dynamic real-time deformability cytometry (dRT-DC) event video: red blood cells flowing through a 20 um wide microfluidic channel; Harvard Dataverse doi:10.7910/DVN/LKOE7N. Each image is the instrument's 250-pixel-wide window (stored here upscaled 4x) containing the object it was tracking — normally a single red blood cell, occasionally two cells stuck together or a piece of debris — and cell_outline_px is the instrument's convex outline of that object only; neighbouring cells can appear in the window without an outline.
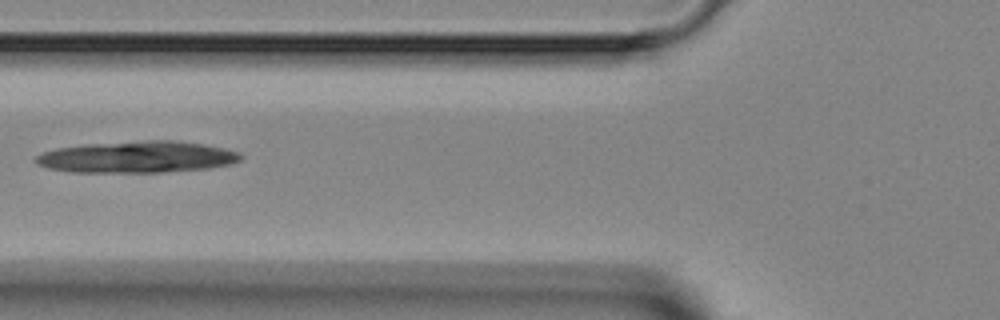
{"species": "Egyptian fruit bat (a non-hibernating species)", "species_latin": "Rousettus aegyptiacus", "temperature_condition": "room temperature", "stored_images_in_passage": 5, "camera_frame_rate_fps": 3000, "um_per_image_px": 0.085, "animal": {"sex": "female"}, "frame": {"image": 1, "passage_image": 4, "time_ms": 4.333, "image_size_px": [1000, 320], "cell_outline_px": [[244, 156], [240, 160], [232, 164], [208, 168], [160, 172], [72, 172], [48, 168], [36, 164], [32, 160], [36, 156], [44, 152], [56, 148], [84, 144], [144, 140], [176, 140], [204, 144], [224, 148], [240, 152]], "centroid_in_image_um": [11.66, 13.34], "position_along_channel_um": 114.1, "area_um2": 38.03}}
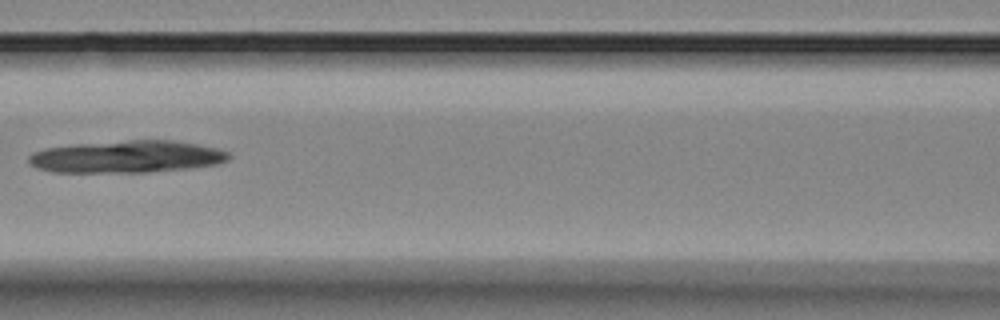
{"frame": {"image": 2, "passage_image": 5, "time_ms": 5.333, "image_size_px": [1000, 320], "cell_outline_px": [[232, 156], [228, 160], [216, 164], [188, 168], [144, 172], [52, 172], [36, 168], [28, 160], [28, 156], [32, 152], [44, 148], [76, 144], [128, 140], [172, 140], [196, 144], [216, 148], [228, 152]], "centroid_in_image_um": [10.75, 13.32], "position_along_channel_um": 155.8, "area_um2": 37.45}}